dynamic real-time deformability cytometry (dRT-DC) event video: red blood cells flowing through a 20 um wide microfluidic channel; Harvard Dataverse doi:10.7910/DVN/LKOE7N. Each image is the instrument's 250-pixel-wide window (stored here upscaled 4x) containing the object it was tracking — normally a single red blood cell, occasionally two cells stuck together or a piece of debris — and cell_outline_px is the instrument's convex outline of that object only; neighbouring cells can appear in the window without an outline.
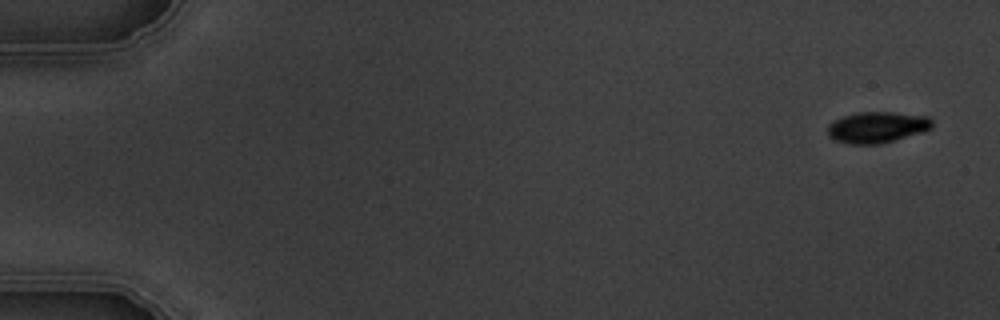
{"species": "common noctule bat (a hibernating species)", "species_latin": "Nyctalus noctula", "temperature_condition": "warm", "stored_images_in_passage": 6, "camera_frame_rate_fps": 3000, "um_per_image_px": 0.085, "animal": {"sex": "male", "body_mass_g": 19.5, "forearm_length_mm": 54.6}, "frame": {"image": 1, "passage_image": 1, "time_ms": 0.0, "image_size_px": [1000, 320], "cell_outline_px": [[932, 128], [924, 132], [880, 144], [852, 144], [836, 140], [828, 136], [828, 124], [844, 116], [856, 112], [892, 112], [928, 116], [932, 120]], "centroid_in_image_um": [74.58, 10.81], "position_along_channel_um": 10.4, "area_um2": 18.96}}
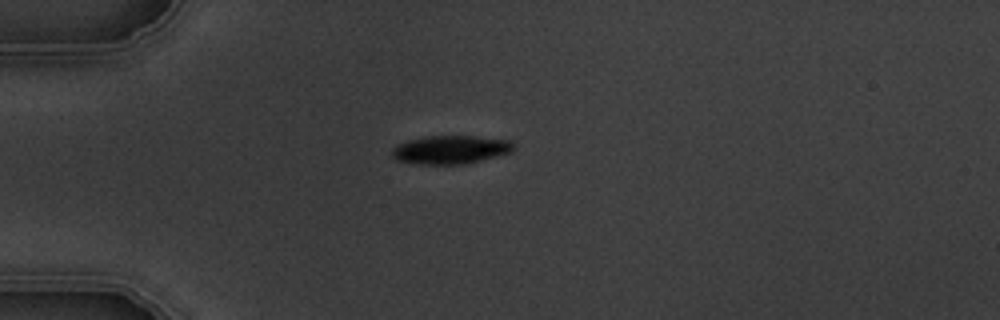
{"frame": {"image": 2, "passage_image": 5, "time_ms": 4.333, "image_size_px": [1000, 320], "cell_outline_px": [[516, 148], [512, 152], [464, 164], [416, 164], [396, 160], [392, 156], [392, 148], [408, 140], [428, 136], [472, 136], [508, 140], [516, 144]], "centroid_in_image_um": [38.31, 12.72], "position_along_channel_um": 46.7, "area_um2": 20.06}}